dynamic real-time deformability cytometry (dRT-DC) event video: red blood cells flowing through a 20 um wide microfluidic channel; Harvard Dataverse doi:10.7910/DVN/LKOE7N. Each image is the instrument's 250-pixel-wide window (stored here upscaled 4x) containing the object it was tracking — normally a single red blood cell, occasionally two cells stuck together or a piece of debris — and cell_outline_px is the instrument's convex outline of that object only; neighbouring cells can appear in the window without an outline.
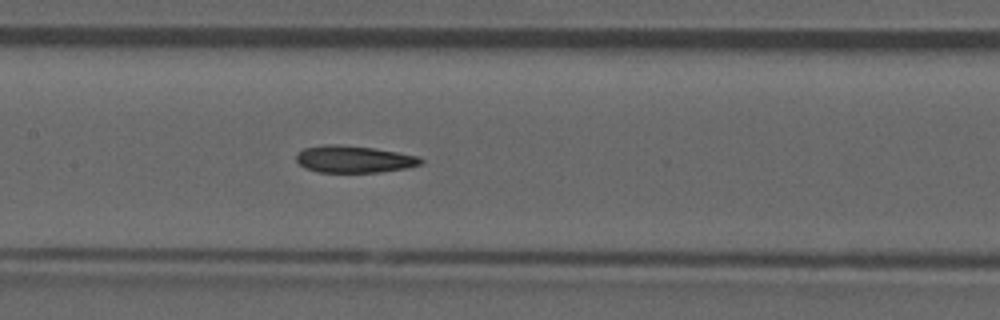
{"species": "common noctule bat (a hibernating species)", "species_latin": "Nyctalus noctula", "temperature_condition": "room temperature", "stored_images_in_passage": 48, "camera_frame_rate_fps": 3000, "um_per_image_px": 0.085, "animal": {"sex": "male", "forearm_length_mm": 52.5}, "frame": {"image": 1, "passage_image": 21, "time_ms": 6.667, "image_size_px": [1000, 320], "cell_outline_px": [[424, 160], [420, 164], [408, 168], [380, 172], [320, 172], [304, 168], [296, 160], [296, 152], [304, 148], [324, 144], [336, 144], [372, 148], [420, 156]], "centroid_in_image_um": [30.07, 13.53], "position_along_channel_um": 177.3, "area_um2": 19.65}}